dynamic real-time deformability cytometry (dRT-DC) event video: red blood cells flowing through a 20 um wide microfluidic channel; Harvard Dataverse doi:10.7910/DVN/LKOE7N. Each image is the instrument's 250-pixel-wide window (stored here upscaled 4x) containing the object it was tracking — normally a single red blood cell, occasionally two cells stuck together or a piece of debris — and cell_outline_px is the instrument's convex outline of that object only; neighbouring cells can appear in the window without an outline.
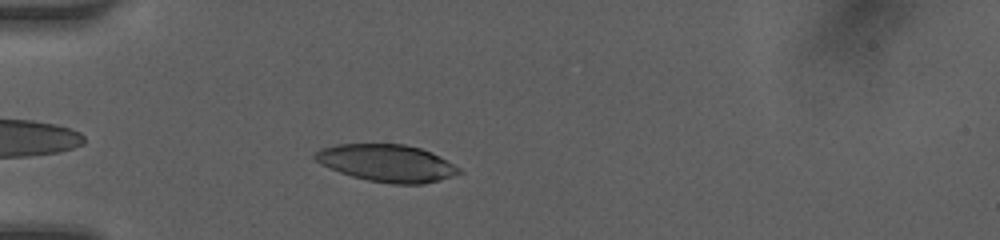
{"species": "human", "species_latin": "Homo sapiens", "temperature_condition": "room temperature", "stored_images_in_passage": 38, "camera_frame_rate_fps": 3000, "um_per_image_px": 0.085, "donor": {"sex": "female"}, "frame": {"image": 1, "passage_image": 4, "time_ms": 1.0, "image_size_px": [1000, 240], "cell_outline_px": [[464, 172], [440, 180], [424, 184], [392, 184], [368, 180], [352, 176], [340, 172], [320, 164], [312, 156], [320, 148], [336, 144], [404, 144], [420, 148], [440, 156], [460, 168]], "centroid_in_image_um": [32.89, 13.86], "position_along_channel_um": 52.1, "area_um2": 31.27}}
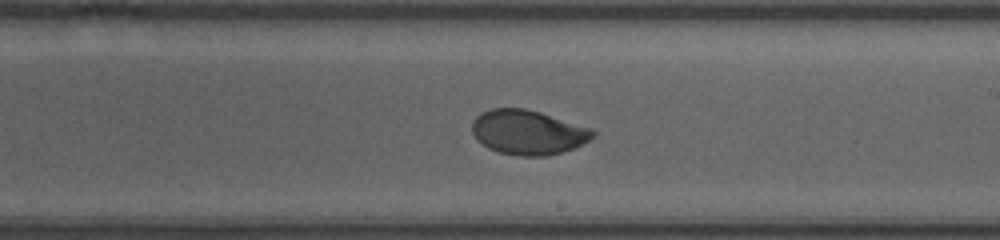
{"frame": {"image": 2, "passage_image": 19, "time_ms": 6.0, "image_size_px": [1000, 240], "cell_outline_px": [[596, 136], [576, 148], [548, 156], [516, 156], [496, 152], [488, 148], [476, 140], [472, 132], [472, 120], [480, 112], [492, 108], [524, 108], [540, 112], [592, 128], [596, 132]], "centroid_in_image_um": [44.87, 11.25], "position_along_channel_um": 244.1, "area_um2": 31.91}}
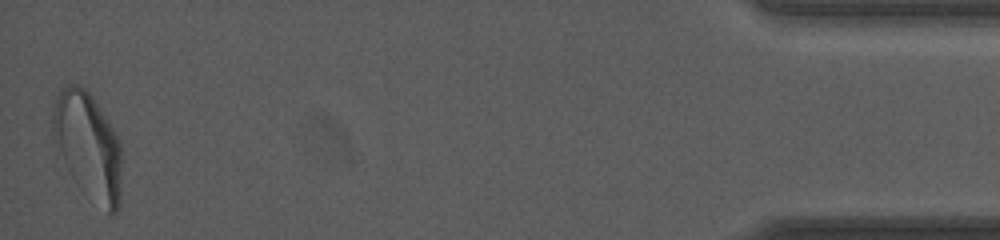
{"frame": {"image": 3, "passage_image": 38, "time_ms": 12.333, "image_size_px": [1000, 240], "cell_outline_px": [[120, 204], [116, 212], [112, 216], [108, 212], [64, 156], [52, 136], [52, 112], [56, 96], [60, 88], [68, 84], [80, 84], [92, 96], [120, 140]], "centroid_in_image_um": [7.51, 12.18], "position_along_channel_um": 427.7, "area_um2": 39.94}, "authors_computed_cell_mechanics": {"area_um2": 32.079, "velocity_mm_per_s": 4.1929, "shape_relaxation_time_tau1_ms": 4.4341, "shape_relaxation_time_tau2_ms": null, "deformation_change_tau1": 0.1671, "deformation_change_tau2": null}}